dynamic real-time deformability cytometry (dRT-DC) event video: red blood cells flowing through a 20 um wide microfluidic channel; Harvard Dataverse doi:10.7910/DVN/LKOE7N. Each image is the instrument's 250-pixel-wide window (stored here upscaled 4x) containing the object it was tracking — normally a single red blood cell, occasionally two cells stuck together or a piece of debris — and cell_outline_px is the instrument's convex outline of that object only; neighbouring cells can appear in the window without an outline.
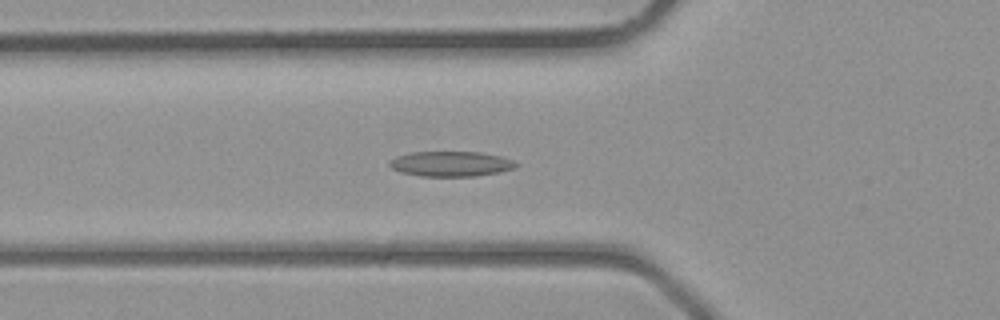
{"species": "common noctule bat (a hibernating species)", "species_latin": "Nyctalus noctula", "temperature_condition": "room temperature", "stored_images_in_passage": 30, "camera_frame_rate_fps": 3000, "um_per_image_px": 0.085, "animal": {"sex": "male", "body_mass_g": 23.1, "forearm_length_mm": 52.7}, "frame": {"image": 1, "passage_image": 6, "time_ms": 1.667, "image_size_px": [1000, 320], "cell_outline_px": [[520, 164], [516, 168], [500, 172], [476, 176], [420, 176], [400, 172], [392, 168], [388, 164], [388, 160], [396, 156], [412, 152], [480, 152], [500, 156], [512, 160]], "centroid_in_image_um": [38.32, 13.93], "position_along_channel_um": 87.5, "area_um2": 18.67}}
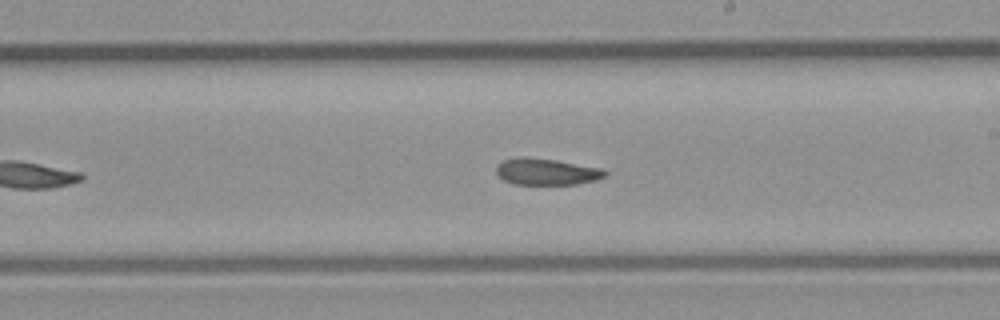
{"frame": {"image": 2, "passage_image": 15, "time_ms": 4.667, "image_size_px": [1000, 320], "cell_outline_px": [[608, 172], [604, 176], [596, 180], [576, 184], [516, 184], [504, 180], [496, 172], [496, 164], [504, 160], [516, 156], [528, 156], [556, 160], [604, 168]], "centroid_in_image_um": [46.45, 14.57], "position_along_channel_um": 242.5, "area_um2": 16.99}}
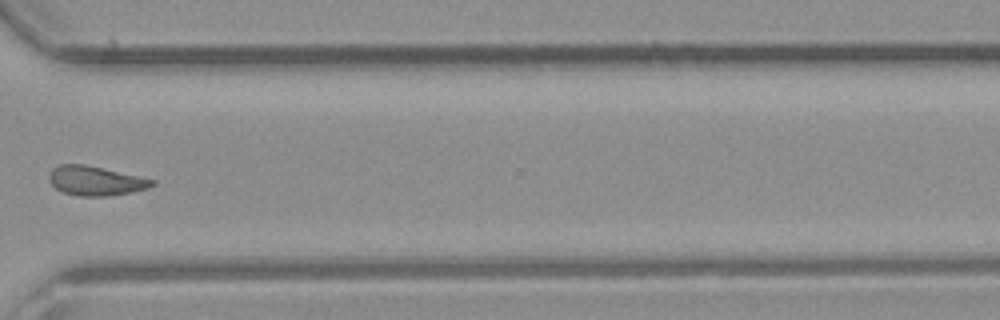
{"frame": {"image": 3, "passage_image": 22, "time_ms": 7.0, "image_size_px": [1000, 320], "cell_outline_px": [[156, 184], [148, 188], [108, 196], [76, 196], [64, 192], [56, 188], [48, 180], [48, 176], [52, 168], [60, 164], [84, 164], [156, 180]], "centroid_in_image_um": [8.09, 15.36], "position_along_channel_um": 362.5, "area_um2": 17.51}}